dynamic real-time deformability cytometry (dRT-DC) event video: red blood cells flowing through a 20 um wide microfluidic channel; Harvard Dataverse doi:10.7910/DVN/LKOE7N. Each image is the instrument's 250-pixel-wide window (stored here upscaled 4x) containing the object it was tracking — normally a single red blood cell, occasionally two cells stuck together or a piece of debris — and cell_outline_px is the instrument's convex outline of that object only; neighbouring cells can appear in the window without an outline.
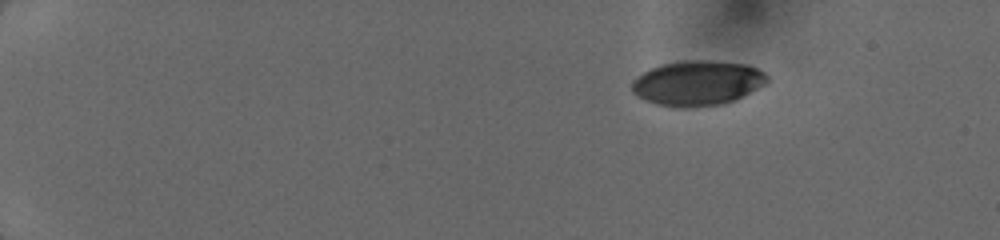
{"species": "human", "species_latin": "Homo sapiens", "temperature_condition": "cold", "stored_images_in_passage": 9, "camera_frame_rate_fps": 3000, "um_per_image_px": 0.085, "donor": {"sex": "female"}, "frame": {"image": 1, "passage_image": 1, "time_ms": 0.0, "image_size_px": [1000, 240], "cell_outline_px": [[768, 80], [764, 84], [724, 104], [688, 108], [684, 108], [656, 104], [644, 100], [636, 96], [632, 92], [632, 80], [636, 76], [652, 68], [664, 64], [696, 60], [704, 60], [748, 64], [764, 72], [768, 76]], "centroid_in_image_um": [59.25, 7.07], "position_along_channel_um": 25.8, "area_um2": 35.08}}
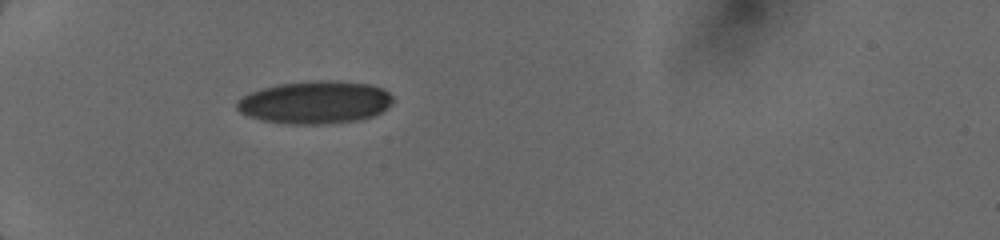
{"frame": {"image": 2, "passage_image": 7, "time_ms": 3.333, "image_size_px": [1000, 240], "cell_outline_px": [[392, 104], [380, 112], [372, 116], [356, 120], [328, 124], [284, 124], [260, 120], [248, 116], [240, 112], [236, 108], [236, 104], [244, 96], [260, 88], [276, 84], [328, 80], [368, 84], [384, 88], [392, 96]], "centroid_in_image_um": [26.77, 8.71], "position_along_channel_um": 58.2, "area_um2": 38.73}}
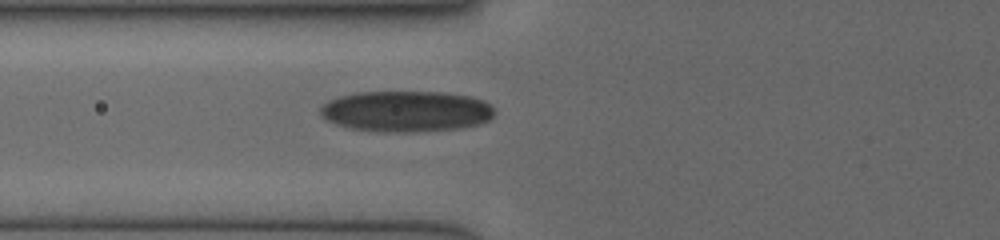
{"frame": {"image": 3, "passage_image": 9, "time_ms": 4.667, "image_size_px": [1000, 240], "cell_outline_px": [[496, 112], [488, 120], [476, 124], [456, 128], [412, 132], [384, 132], [352, 128], [336, 124], [324, 120], [320, 116], [320, 108], [328, 100], [340, 96], [356, 92], [444, 92], [472, 96], [484, 100], [492, 104]], "centroid_in_image_um": [34.52, 9.45], "position_along_channel_um": 91.3, "area_um2": 41.73}}